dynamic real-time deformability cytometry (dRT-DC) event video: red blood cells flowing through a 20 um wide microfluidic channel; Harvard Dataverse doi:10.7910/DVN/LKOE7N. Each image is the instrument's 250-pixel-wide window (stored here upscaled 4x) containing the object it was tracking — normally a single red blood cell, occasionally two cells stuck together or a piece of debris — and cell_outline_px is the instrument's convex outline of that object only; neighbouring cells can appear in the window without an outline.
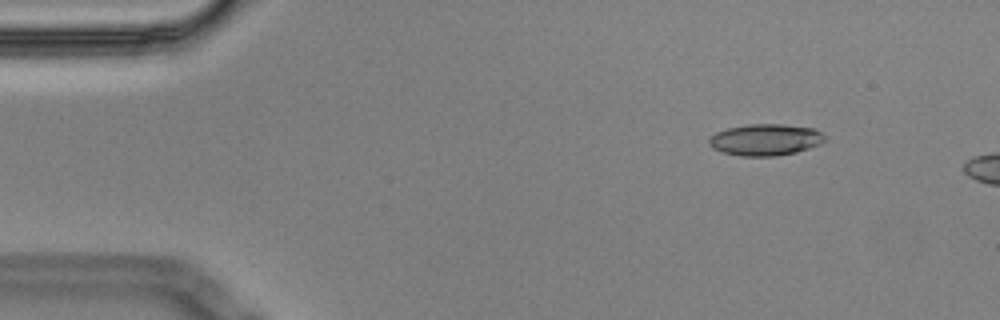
{"species": "Egyptian fruit bat (a non-hibernating species)", "species_latin": "Rousettus aegyptiacus", "temperature_condition": "cold", "stored_images_in_passage": 5, "camera_frame_rate_fps": 3000, "um_per_image_px": 0.085, "animal": {"sex": "male"}, "frame": {"image": 1, "passage_image": 2, "time_ms": 0.333, "image_size_px": [1000, 320], "cell_outline_px": [[824, 140], [820, 144], [796, 152], [776, 156], [740, 156], [720, 152], [712, 148], [708, 144], [708, 140], [716, 132], [728, 128], [748, 124], [784, 124], [812, 128], [820, 132], [824, 136]], "centroid_in_image_um": [65.01, 11.88], "position_along_channel_um": 20.0, "area_um2": 21.27}}